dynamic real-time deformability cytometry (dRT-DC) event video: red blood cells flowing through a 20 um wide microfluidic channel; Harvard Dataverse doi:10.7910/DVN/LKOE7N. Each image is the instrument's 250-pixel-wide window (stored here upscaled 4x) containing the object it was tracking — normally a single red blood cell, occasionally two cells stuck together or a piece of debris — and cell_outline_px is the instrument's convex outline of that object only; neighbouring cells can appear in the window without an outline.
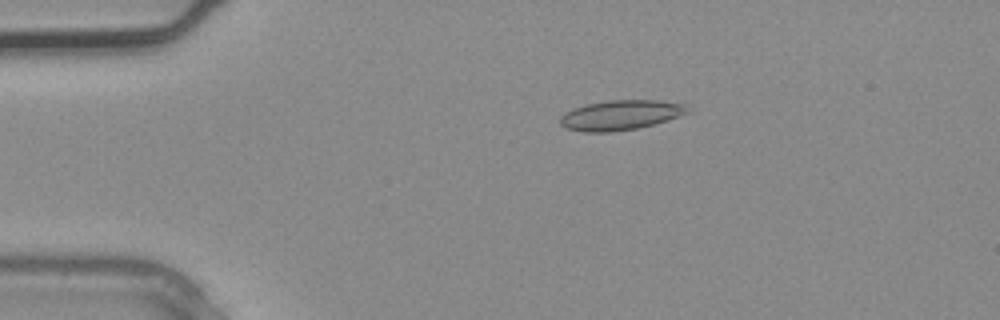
{"species": "common noctule bat (a hibernating species)", "species_latin": "Nyctalus noctula", "temperature_condition": "warm", "stored_images_in_passage": 1, "camera_frame_rate_fps": 3000, "um_per_image_px": 0.085, "animal": {"sex": "male", "body_mass_g": 20.4}, "frame": {"image": 1, "passage_image": 1, "time_ms": 0.0, "image_size_px": [1000, 320], "cell_outline_px": [[692, 112], [652, 124], [636, 128], [608, 132], [584, 132], [564, 128], [560, 124], [560, 116], [564, 112], [572, 108], [588, 104], [608, 100], [660, 100], [684, 104]], "centroid_in_image_um": [52.71, 9.77], "position_along_channel_um": 32.3, "area_um2": 22.14}}